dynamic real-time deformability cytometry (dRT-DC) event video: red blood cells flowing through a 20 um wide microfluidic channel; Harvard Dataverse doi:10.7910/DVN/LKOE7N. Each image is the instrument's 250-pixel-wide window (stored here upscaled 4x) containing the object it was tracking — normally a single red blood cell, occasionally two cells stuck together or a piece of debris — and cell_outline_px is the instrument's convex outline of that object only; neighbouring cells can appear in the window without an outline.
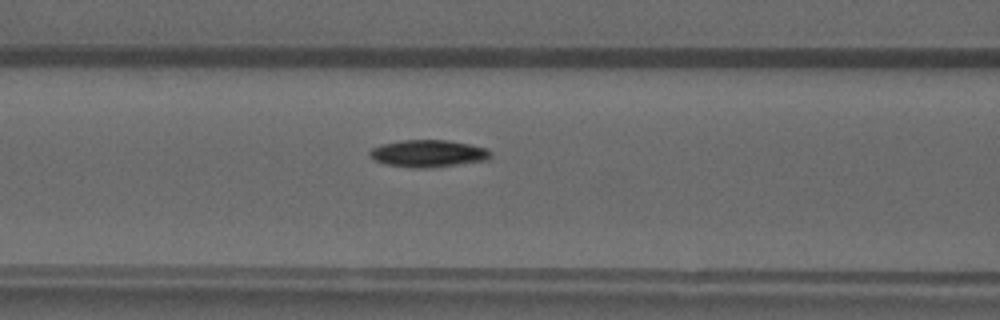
{"species": "common noctule bat (a hibernating species)", "species_latin": "Nyctalus noctula", "temperature_condition": "warm", "stored_images_in_passage": 34, "camera_frame_rate_fps": 3000, "um_per_image_px": 0.085, "animal": {"sex": "male", "forearm_length_mm": 52.5}, "frame": {"image": 1, "passage_image": 7, "time_ms": 2.0, "image_size_px": [1000, 320], "cell_outline_px": [[492, 156], [488, 160], [428, 168], [416, 168], [384, 164], [376, 160], [368, 152], [372, 148], [380, 144], [400, 140], [448, 140], [488, 148], [492, 152]], "centroid_in_image_um": [36.42, 13.04], "position_along_channel_um": 130.2, "area_um2": 19.19}}
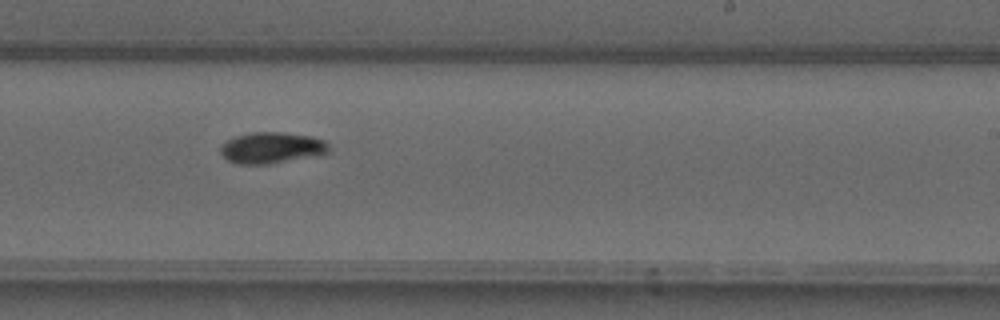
{"frame": {"image": 2, "passage_image": 17, "time_ms": 5.333, "image_size_px": [1000, 320], "cell_outline_px": [[328, 152], [320, 156], [268, 164], [236, 164], [228, 160], [220, 152], [220, 144], [236, 136], [252, 132], [280, 132], [312, 136], [324, 140], [328, 144]], "centroid_in_image_um": [23.1, 12.57], "position_along_channel_um": 265.9, "area_um2": 19.88}}
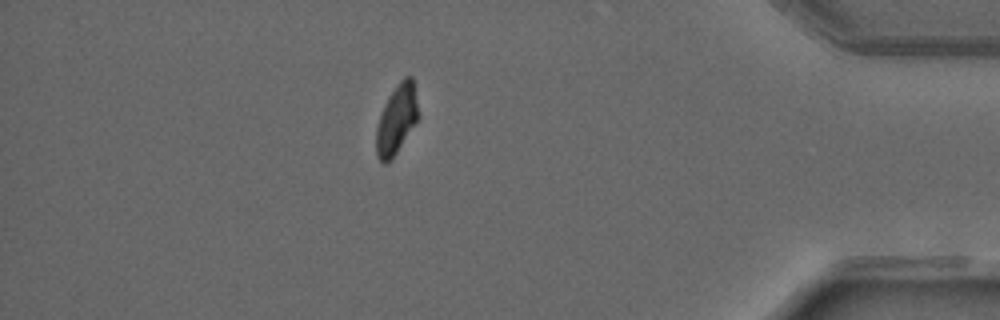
{"frame": {"image": 3, "passage_image": 30, "time_ms": 9.667, "image_size_px": [1000, 320], "cell_outline_px": [[420, 116], [392, 160], [384, 164], [376, 156], [376, 128], [380, 116], [388, 96], [400, 80], [404, 76], [412, 76]], "centroid_in_image_um": [33.72, 10.16], "position_along_channel_um": 401.5, "area_um2": 17.05}, "authors_computed_cell_mechanics": {"area_um2": 18.6116, "velocity_mm_per_s": 4.0873, "shape_relaxation_time_tau1_ms": 9.9551, "shape_relaxation_time_tau2_ms": null, "deformation_change_tau1": 0.2382, "deformation_change_tau2": null}}